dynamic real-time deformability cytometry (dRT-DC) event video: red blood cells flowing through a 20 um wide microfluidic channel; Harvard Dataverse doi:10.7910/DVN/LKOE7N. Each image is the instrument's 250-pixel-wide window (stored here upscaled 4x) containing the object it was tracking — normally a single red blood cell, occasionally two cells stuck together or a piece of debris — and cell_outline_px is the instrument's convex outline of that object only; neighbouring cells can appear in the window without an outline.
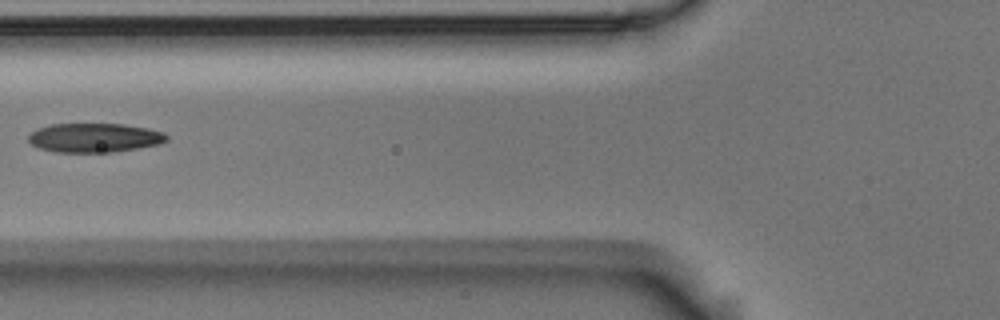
{"species": "Egyptian fruit bat (a non-hibernating species)", "species_latin": "Rousettus aegyptiacus", "temperature_condition": "room temperature", "stored_images_in_passage": 5, "camera_frame_rate_fps": 3000, "um_per_image_px": 0.085, "animal": {"sex": "male"}, "frame": {"image": 1, "passage_image": 4, "time_ms": 1.0, "image_size_px": [1000, 320], "cell_outline_px": [[168, 140], [160, 144], [136, 148], [108, 152], [56, 152], [40, 148], [32, 144], [28, 140], [28, 136], [36, 128], [52, 124], [124, 124], [148, 128], [164, 132], [168, 136]], "centroid_in_image_um": [8.04, 11.7], "position_along_channel_um": 117.8, "area_um2": 23.41}}
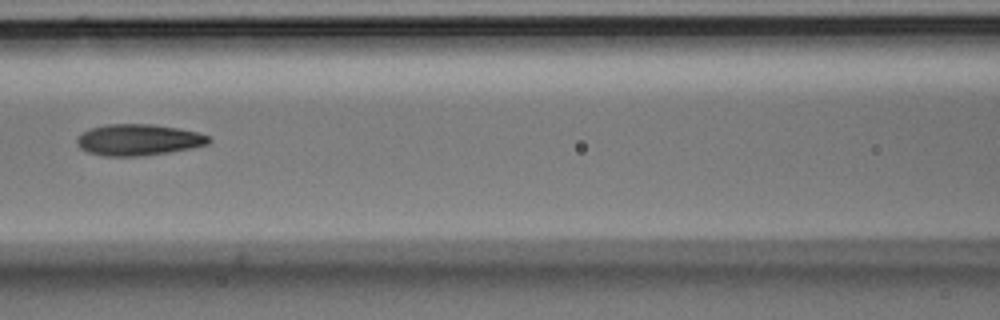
{"frame": {"image": 2, "passage_image": 5, "time_ms": 1.333, "image_size_px": [1000, 320], "cell_outline_px": [[212, 140], [208, 144], [192, 148], [168, 152], [140, 156], [104, 156], [88, 152], [80, 148], [76, 140], [88, 128], [108, 124], [152, 124], [176, 128], [196, 132], [208, 136]], "centroid_in_image_um": [11.76, 11.88], "position_along_channel_um": 154.8, "area_um2": 23.87}}